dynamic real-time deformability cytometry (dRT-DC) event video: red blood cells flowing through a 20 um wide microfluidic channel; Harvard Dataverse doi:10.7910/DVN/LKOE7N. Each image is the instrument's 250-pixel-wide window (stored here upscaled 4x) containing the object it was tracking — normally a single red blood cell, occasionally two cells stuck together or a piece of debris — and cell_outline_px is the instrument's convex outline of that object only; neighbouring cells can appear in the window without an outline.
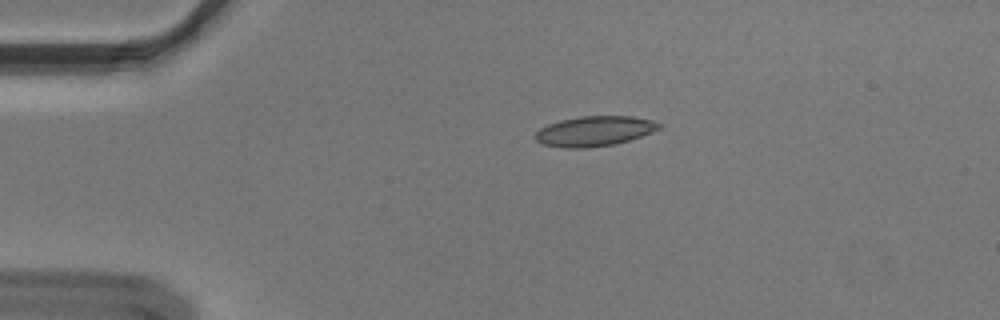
{"species": "Egyptian fruit bat (a non-hibernating species)", "species_latin": "Rousettus aegyptiacus", "temperature_condition": "cold", "stored_images_in_passage": 44, "camera_frame_rate_fps": 3000, "um_per_image_px": 0.085, "animal": {"sex": "male"}, "frame": {"image": 1, "passage_image": 1, "time_ms": 0.0, "image_size_px": [1000, 320], "cell_outline_px": [[664, 124], [660, 128], [652, 132], [616, 144], [588, 148], [564, 148], [544, 144], [536, 140], [532, 136], [540, 128], [548, 124], [560, 120], [580, 116], [632, 116], [652, 120]], "centroid_in_image_um": [50.52, 11.14], "position_along_channel_um": 34.5, "area_um2": 21.79}}
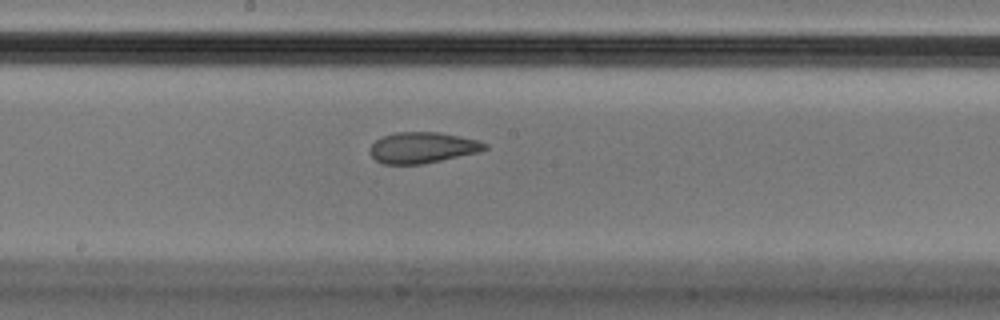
{"frame": {"image": 2, "passage_image": 19, "time_ms": 6.0, "image_size_px": [1000, 320], "cell_outline_px": [[488, 148], [480, 152], [424, 164], [384, 164], [376, 160], [368, 152], [368, 148], [376, 140], [384, 136], [396, 132], [440, 132], [480, 140], [488, 144]], "centroid_in_image_um": [35.94, 12.55], "position_along_channel_um": 212.3, "area_um2": 20.98}}
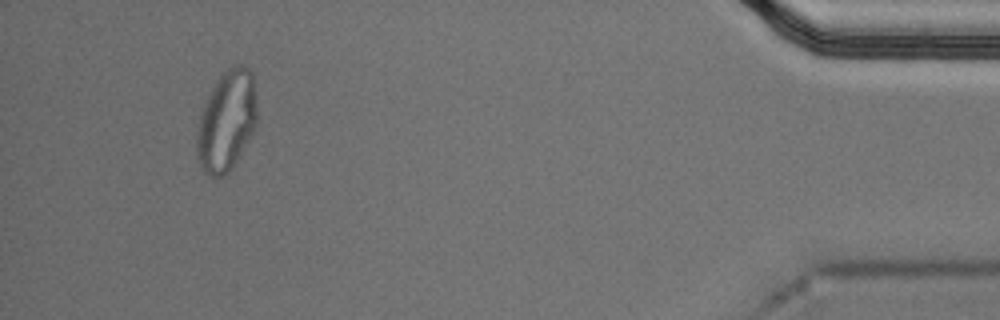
{"frame": {"image": 3, "passage_image": 41, "time_ms": 13.333, "image_size_px": [1000, 320], "cell_outline_px": [[256, 124], [236, 164], [224, 176], [208, 176], [200, 168], [196, 156], [196, 132], [200, 116], [204, 104], [212, 88], [220, 76], [232, 64], [244, 64], [252, 72], [256, 104]], "centroid_in_image_um": [19.24, 10.31], "position_along_channel_um": 416.0, "area_um2": 35.37}, "authors_computed_cell_mechanics": {"area_um2": 21.7328, "velocity_mm_per_s": 3.6478, "shape_relaxation_time_tau1_ms": null, "shape_relaxation_time_tau2_ms": 1.6282, "deformation_change_tau1": null, "deformation_change_tau2": 0.0553}}